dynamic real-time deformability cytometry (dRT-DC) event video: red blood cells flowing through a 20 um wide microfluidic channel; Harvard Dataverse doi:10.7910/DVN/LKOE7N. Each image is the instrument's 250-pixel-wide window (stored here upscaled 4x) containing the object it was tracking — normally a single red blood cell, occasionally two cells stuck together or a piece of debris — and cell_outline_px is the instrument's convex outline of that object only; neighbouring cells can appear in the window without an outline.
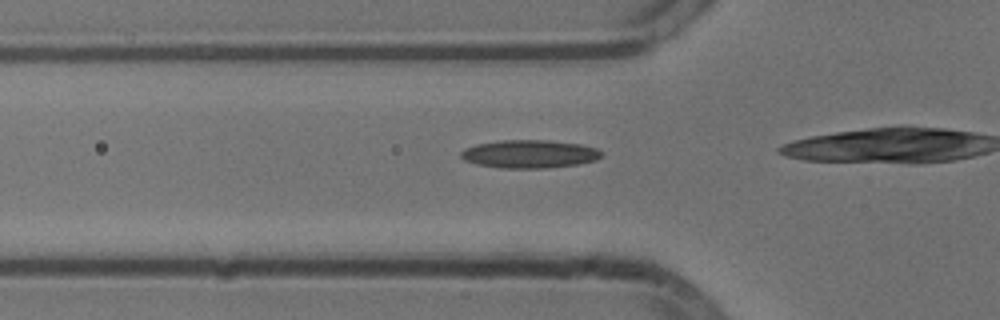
{"species": "common noctule bat (a hibernating species)", "species_latin": "Nyctalus noctula", "temperature_condition": "cold", "stored_images_in_passage": 22, "camera_frame_rate_fps": 3000, "um_per_image_px": 0.085, "animal": {"sex": "male", "body_mass_g": 13.3}, "frame": {"image": 1, "passage_image": 14, "time_ms": 4.333, "image_size_px": [1000, 320], "cell_outline_px": [[600, 156], [596, 160], [576, 164], [544, 168], [500, 168], [476, 164], [464, 160], [460, 156], [460, 152], [464, 148], [476, 144], [500, 140], [548, 140], [580, 144], [596, 148], [600, 152]], "centroid_in_image_um": [44.94, 13.08], "position_along_channel_um": 80.9, "area_um2": 22.95}}
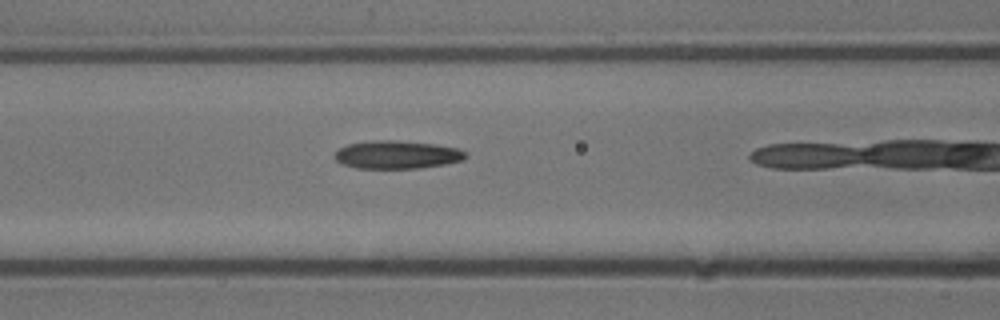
{"frame": {"image": 2, "passage_image": 18, "time_ms": 5.667, "image_size_px": [1000, 320], "cell_outline_px": [[468, 156], [464, 160], [444, 164], [420, 168], [356, 168], [344, 164], [336, 160], [332, 156], [340, 148], [348, 144], [372, 140], [396, 140], [436, 144], [456, 148], [468, 152]], "centroid_in_image_um": [33.77, 13.14], "position_along_channel_um": 132.8, "area_um2": 21.5}}
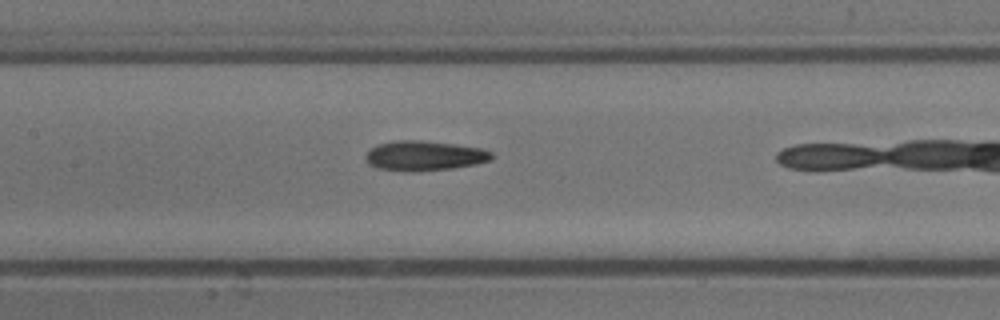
{"frame": {"image": 3, "passage_image": 21, "time_ms": 6.667, "image_size_px": [1000, 320], "cell_outline_px": [[492, 160], [476, 164], [452, 168], [420, 172], [408, 172], [380, 168], [372, 164], [364, 156], [376, 144], [396, 140], [420, 140], [456, 144], [480, 148], [492, 152]], "centroid_in_image_um": [36.1, 13.24], "position_along_channel_um": 171.3, "area_um2": 21.91}}